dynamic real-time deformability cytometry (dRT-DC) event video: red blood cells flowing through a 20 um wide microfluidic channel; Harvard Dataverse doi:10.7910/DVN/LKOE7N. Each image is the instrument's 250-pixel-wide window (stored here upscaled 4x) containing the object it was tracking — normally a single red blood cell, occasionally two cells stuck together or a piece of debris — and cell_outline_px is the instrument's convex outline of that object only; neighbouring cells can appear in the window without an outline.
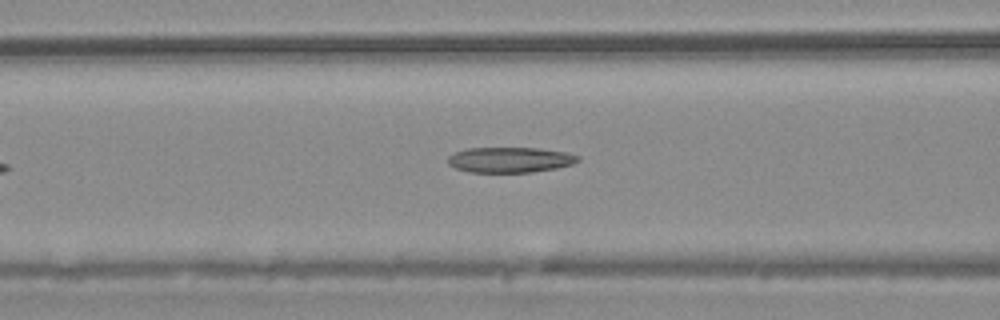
{"species": "common noctule bat (a hibernating species)", "species_latin": "Nyctalus noctula", "temperature_condition": "warm", "stored_images_in_passage": 36, "camera_frame_rate_fps": 3000, "um_per_image_px": 0.085, "animal": {"sex": "male", "body_mass_g": 20.4}, "frame": {"image": 1, "passage_image": 7, "time_ms": 2.0, "image_size_px": [1000, 320], "cell_outline_px": [[580, 160], [572, 164], [556, 168], [532, 172], [468, 172], [456, 168], [448, 164], [448, 156], [456, 152], [468, 148], [536, 148], [564, 152], [580, 156]], "centroid_in_image_um": [43.34, 13.58], "position_along_channel_um": 123.3, "area_um2": 19.13}}
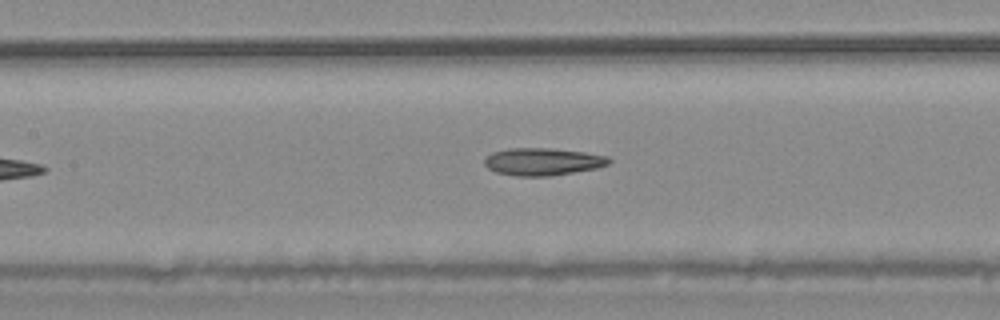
{"frame": {"image": 2, "passage_image": 10, "time_ms": 3.0, "image_size_px": [1000, 320], "cell_outline_px": [[612, 160], [608, 164], [596, 168], [552, 176], [516, 176], [496, 172], [488, 168], [484, 164], [484, 160], [492, 152], [508, 148], [552, 148], [584, 152], [608, 156]], "centroid_in_image_um": [46.13, 13.74], "position_along_channel_um": 161.3, "area_um2": 19.94}}
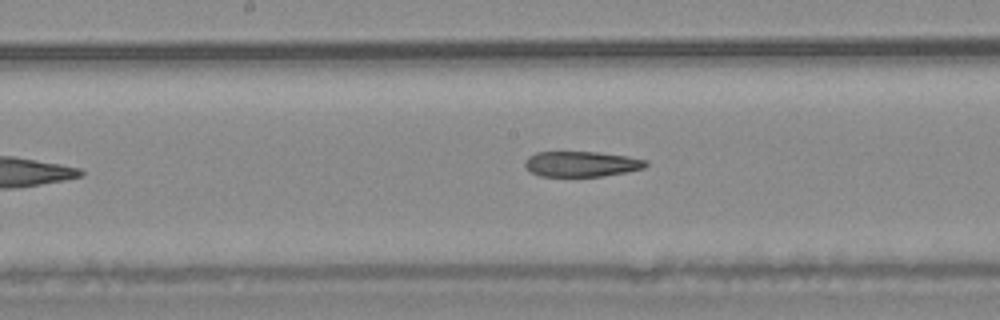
{"frame": {"image": 3, "passage_image": 13, "time_ms": 4.0, "image_size_px": [1000, 320], "cell_outline_px": [[648, 164], [644, 168], [628, 172], [600, 176], [540, 176], [532, 172], [524, 164], [524, 160], [528, 156], [536, 152], [600, 152], [628, 156], [648, 160]], "centroid_in_image_um": [49.45, 13.93], "position_along_channel_um": 198.7, "area_um2": 17.98}}